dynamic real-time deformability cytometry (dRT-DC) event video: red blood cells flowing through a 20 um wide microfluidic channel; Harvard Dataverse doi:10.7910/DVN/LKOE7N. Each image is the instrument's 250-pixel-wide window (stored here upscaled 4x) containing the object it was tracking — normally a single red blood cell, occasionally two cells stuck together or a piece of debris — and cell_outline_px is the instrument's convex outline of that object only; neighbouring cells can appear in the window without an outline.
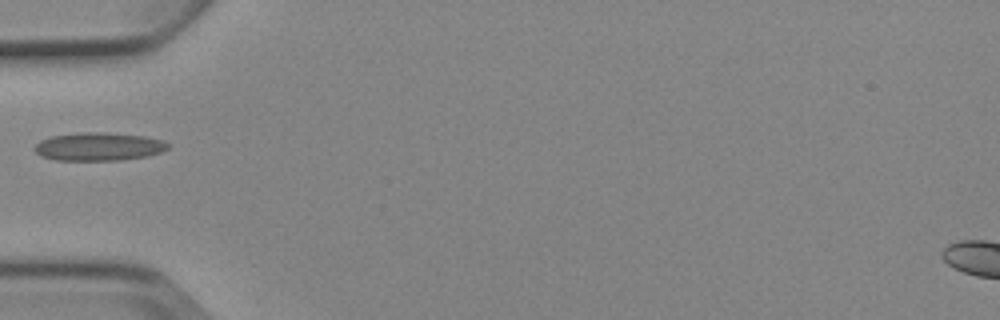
{"species": "Egyptian fruit bat (a non-hibernating species)", "species_latin": "Rousettus aegyptiacus", "temperature_condition": "cold", "stored_images_in_passage": 1, "camera_frame_rate_fps": 3000, "um_per_image_px": 0.085, "animal": {"sex": "female"}, "frame": {"image": 1, "passage_image": 1, "time_ms": 0.0, "image_size_px": [1000, 320], "cell_outline_px": [[168, 148], [160, 152], [144, 156], [120, 160], [56, 160], [40, 156], [32, 148], [40, 140], [52, 136], [80, 132], [104, 132], [144, 136], [160, 140], [168, 144]], "centroid_in_image_um": [8.32, 12.46], "position_along_channel_um": 76.7, "area_um2": 21.73}}